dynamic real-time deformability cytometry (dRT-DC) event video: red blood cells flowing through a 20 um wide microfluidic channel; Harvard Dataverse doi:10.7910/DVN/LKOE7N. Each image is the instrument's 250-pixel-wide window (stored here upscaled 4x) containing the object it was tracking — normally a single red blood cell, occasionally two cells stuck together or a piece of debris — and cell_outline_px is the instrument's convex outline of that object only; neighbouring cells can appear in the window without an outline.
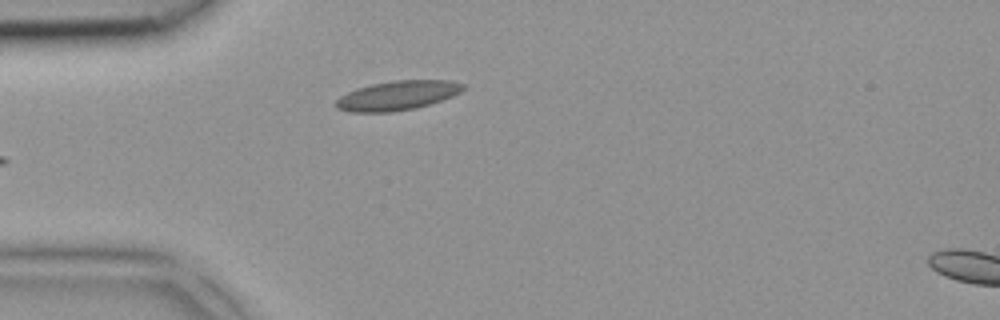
{"species": "common noctule bat (a hibernating species)", "species_latin": "Nyctalus noctula", "temperature_condition": "room temperature", "stored_images_in_passage": 6, "segment_of_instrument_passage": [1, 2], "camera_frame_rate_fps": 3000, "um_per_image_px": 0.085, "animal": {"sex": "female", "body_mass_g": 18.4}, "frame": {"image": 1, "passage_image": 5, "time_ms": 1.333, "image_size_px": [1000, 320], "cell_outline_px": [[464, 88], [460, 92], [452, 96], [416, 108], [392, 112], [352, 112], [336, 108], [332, 104], [340, 96], [356, 88], [372, 84], [392, 80], [448, 80], [464, 84]], "centroid_in_image_um": [33.73, 8.12], "position_along_channel_um": 51.3, "area_um2": 21.73}}